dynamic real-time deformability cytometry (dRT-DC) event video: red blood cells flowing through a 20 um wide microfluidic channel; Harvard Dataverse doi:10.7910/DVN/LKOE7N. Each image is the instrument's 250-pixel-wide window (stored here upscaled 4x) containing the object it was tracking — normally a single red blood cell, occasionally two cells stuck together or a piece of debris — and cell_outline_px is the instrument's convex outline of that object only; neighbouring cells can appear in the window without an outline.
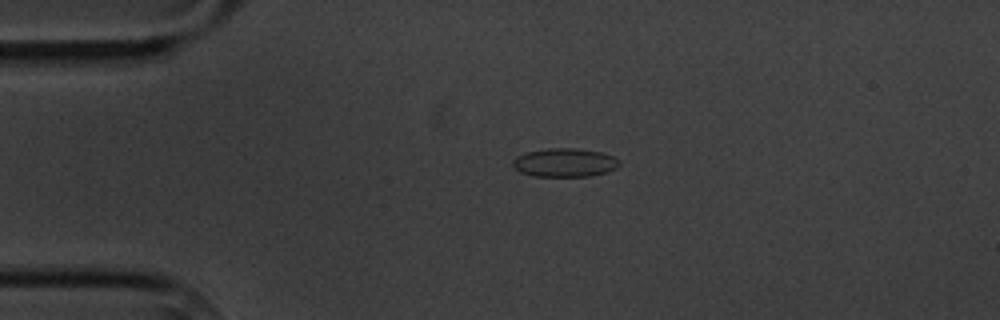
{"species": "common noctule bat (a hibernating species)", "species_latin": "Nyctalus noctula", "temperature_condition": "cold", "stored_images_in_passage": 11, "camera_frame_rate_fps": 3000, "um_per_image_px": 0.085, "animal": {"sex": "male", "body_mass_g": 20.1, "forearm_length_mm": 53.5}, "frame": {"image": 1, "passage_image": 4, "time_ms": 3.667, "image_size_px": [1000, 320], "cell_outline_px": [[620, 164], [616, 168], [608, 172], [592, 176], [532, 176], [520, 172], [512, 164], [512, 160], [516, 156], [528, 152], [548, 148], [576, 148], [600, 152], [612, 156], [620, 160]], "centroid_in_image_um": [48.01, 13.82], "position_along_channel_um": 37.0, "area_um2": 17.8}}
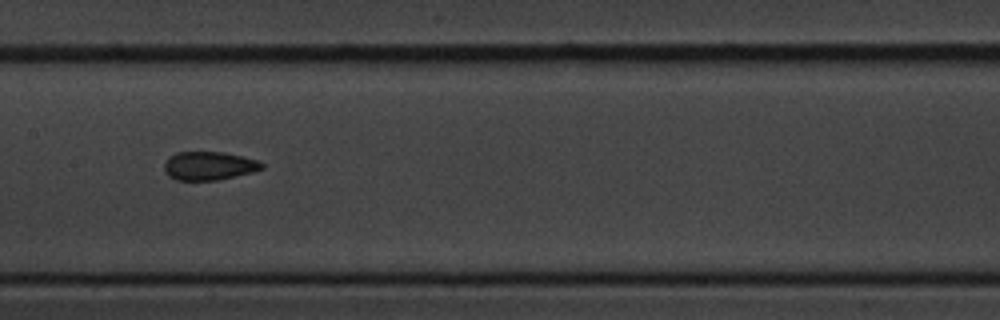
{"frame": {"image": 2, "passage_image": 8, "time_ms": 9.0, "image_size_px": [1000, 320], "cell_outline_px": [[264, 168], [252, 172], [220, 180], [176, 180], [168, 176], [164, 172], [164, 164], [168, 156], [176, 152], [224, 152], [260, 160], [264, 164]], "centroid_in_image_um": [17.76, 14.09], "position_along_channel_um": 189.6, "area_um2": 16.47}}
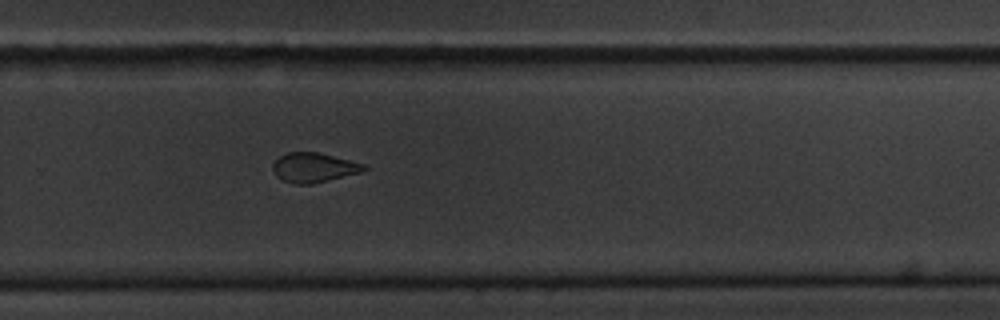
{"frame": {"image": 3, "passage_image": 11, "time_ms": 12.333, "image_size_px": [1000, 320], "cell_outline_px": [[368, 168], [360, 172], [312, 184], [292, 184], [276, 176], [272, 168], [272, 164], [280, 156], [288, 152], [320, 152], [364, 164]], "centroid_in_image_um": [26.65, 14.24], "position_along_channel_um": 303.2, "area_um2": 15.61}}